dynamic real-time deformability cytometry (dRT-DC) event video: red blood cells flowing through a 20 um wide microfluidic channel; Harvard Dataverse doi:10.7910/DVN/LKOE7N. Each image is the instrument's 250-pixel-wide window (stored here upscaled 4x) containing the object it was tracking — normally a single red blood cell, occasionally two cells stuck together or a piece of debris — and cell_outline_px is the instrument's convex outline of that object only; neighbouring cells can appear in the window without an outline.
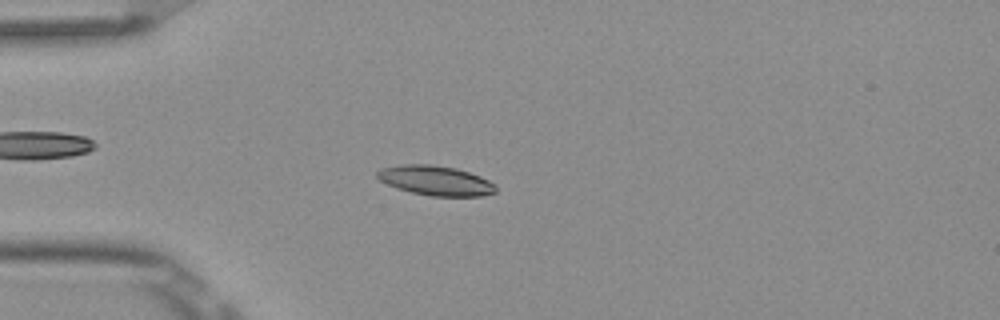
{"species": "Egyptian fruit bat (a non-hibernating species)", "species_latin": "Rousettus aegyptiacus", "temperature_condition": "room temperature", "stored_images_in_passage": 6, "camera_frame_rate_fps": 3000, "um_per_image_px": 0.085, "frame": {"image": 1, "passage_image": 6, "time_ms": 1.667, "image_size_px": [1000, 320], "cell_outline_px": [[496, 192], [480, 196], [432, 196], [412, 192], [396, 188], [380, 180], [376, 176], [376, 172], [380, 168], [404, 164], [428, 164], [456, 168], [480, 176], [496, 184]], "centroid_in_image_um": [37.02, 15.34], "position_along_channel_um": 48.0, "area_um2": 20.46}}